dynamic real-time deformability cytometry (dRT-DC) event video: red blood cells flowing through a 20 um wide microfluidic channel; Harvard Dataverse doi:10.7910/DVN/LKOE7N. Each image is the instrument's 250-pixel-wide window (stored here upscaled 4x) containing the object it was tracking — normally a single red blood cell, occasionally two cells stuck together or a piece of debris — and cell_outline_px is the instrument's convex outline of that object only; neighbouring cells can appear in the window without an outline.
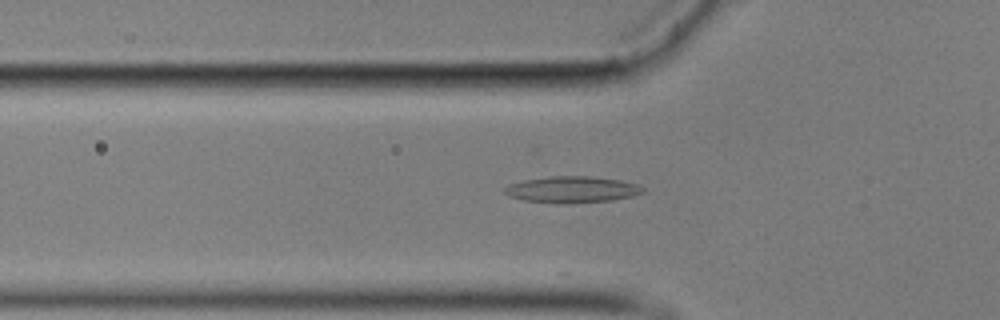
{"species": "common noctule bat (a hibernating species)", "species_latin": "Nyctalus noctula", "temperature_condition": "cold", "stored_images_in_passage": 30, "camera_frame_rate_fps": 3000, "um_per_image_px": 0.085, "animal": {"sex": "male", "body_mass_g": 17.9}, "frame": {"image": 1, "passage_image": 18, "time_ms": 5.667, "image_size_px": [1000, 320], "cell_outline_px": [[644, 192], [632, 196], [612, 200], [560, 204], [524, 200], [508, 196], [504, 192], [504, 188], [508, 184], [524, 180], [548, 176], [588, 176], [620, 180], [636, 184], [644, 188]], "centroid_in_image_um": [48.59, 16.11], "position_along_channel_um": 77.2, "area_um2": 21.27}}
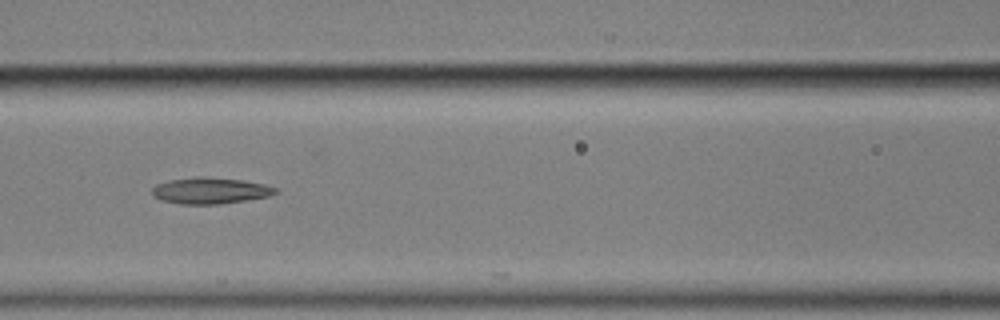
{"frame": {"image": 2, "passage_image": 24, "time_ms": 7.667, "image_size_px": [1000, 320], "cell_outline_px": [[280, 192], [268, 196], [220, 204], [180, 204], [160, 200], [152, 192], [152, 188], [156, 184], [168, 180], [196, 176], [204, 176], [244, 180], [264, 184], [280, 188]], "centroid_in_image_um": [17.9, 16.19], "position_along_channel_um": 148.7, "area_um2": 19.07}}
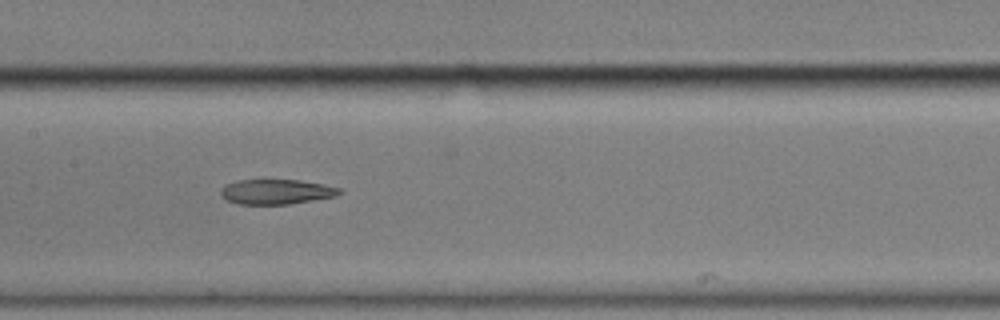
{"frame": {"image": 3, "passage_image": 27, "time_ms": 8.667, "image_size_px": [1000, 320], "cell_outline_px": [[344, 192], [336, 196], [288, 204], [240, 204], [224, 200], [220, 196], [220, 188], [224, 184], [236, 180], [264, 176], [300, 180], [324, 184], [340, 188]], "centroid_in_image_um": [23.4, 16.24], "position_along_channel_um": 184.0, "area_um2": 18.38}}